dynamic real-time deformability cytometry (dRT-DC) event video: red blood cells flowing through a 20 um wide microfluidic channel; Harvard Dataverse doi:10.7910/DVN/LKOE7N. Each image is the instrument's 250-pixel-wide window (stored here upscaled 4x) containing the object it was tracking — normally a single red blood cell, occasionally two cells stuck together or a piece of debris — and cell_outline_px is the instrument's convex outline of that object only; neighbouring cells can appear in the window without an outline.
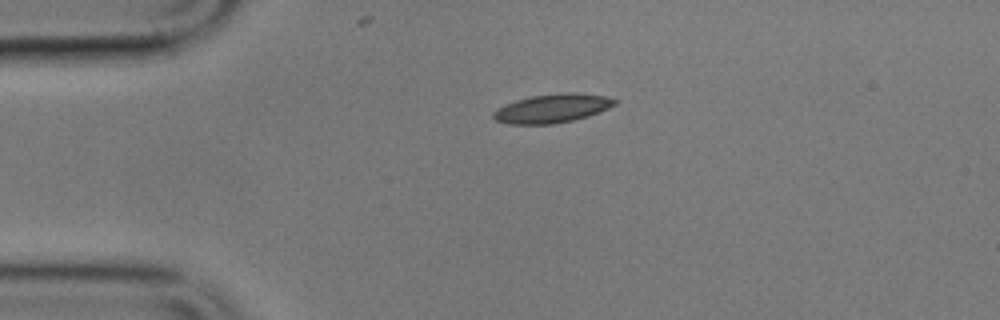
{"species": "common noctule bat (a hibernating species)", "species_latin": "Nyctalus noctula", "temperature_condition": "cold", "stored_images_in_passage": 2, "camera_frame_rate_fps": 3000, "um_per_image_px": 0.085, "animal": {"sex": "male", "body_mass_g": 17.9}, "frame": {"image": 1, "passage_image": 1, "time_ms": 0.0, "image_size_px": [1000, 320], "cell_outline_px": [[620, 100], [616, 104], [608, 108], [588, 116], [572, 120], [552, 124], [508, 124], [496, 120], [492, 116], [492, 112], [496, 108], [504, 104], [516, 100], [532, 96], [572, 92], [576, 92], [604, 96]], "centroid_in_image_um": [46.92, 9.21], "position_along_channel_um": 38.1, "area_um2": 20.29}}